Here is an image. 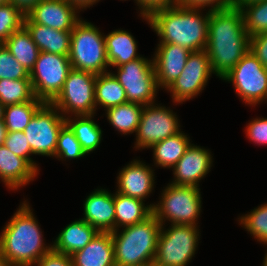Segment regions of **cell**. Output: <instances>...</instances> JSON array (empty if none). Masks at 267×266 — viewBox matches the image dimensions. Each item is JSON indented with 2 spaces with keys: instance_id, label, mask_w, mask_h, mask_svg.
I'll return each instance as SVG.
<instances>
[{
  "instance_id": "obj_11",
  "label": "cell",
  "mask_w": 267,
  "mask_h": 266,
  "mask_svg": "<svg viewBox=\"0 0 267 266\" xmlns=\"http://www.w3.org/2000/svg\"><path fill=\"white\" fill-rule=\"evenodd\" d=\"M71 69L68 56L40 51L30 71L35 97L44 103H51L61 92Z\"/></svg>"
},
{
  "instance_id": "obj_10",
  "label": "cell",
  "mask_w": 267,
  "mask_h": 266,
  "mask_svg": "<svg viewBox=\"0 0 267 266\" xmlns=\"http://www.w3.org/2000/svg\"><path fill=\"white\" fill-rule=\"evenodd\" d=\"M221 80L231 82L245 104L253 107L267 101V68L251 51Z\"/></svg>"
},
{
  "instance_id": "obj_19",
  "label": "cell",
  "mask_w": 267,
  "mask_h": 266,
  "mask_svg": "<svg viewBox=\"0 0 267 266\" xmlns=\"http://www.w3.org/2000/svg\"><path fill=\"white\" fill-rule=\"evenodd\" d=\"M84 217L81 218L99 232L115 231L114 193L97 188L87 196L83 204Z\"/></svg>"
},
{
  "instance_id": "obj_41",
  "label": "cell",
  "mask_w": 267,
  "mask_h": 266,
  "mask_svg": "<svg viewBox=\"0 0 267 266\" xmlns=\"http://www.w3.org/2000/svg\"><path fill=\"white\" fill-rule=\"evenodd\" d=\"M267 68V31L250 37V50Z\"/></svg>"
},
{
  "instance_id": "obj_46",
  "label": "cell",
  "mask_w": 267,
  "mask_h": 266,
  "mask_svg": "<svg viewBox=\"0 0 267 266\" xmlns=\"http://www.w3.org/2000/svg\"><path fill=\"white\" fill-rule=\"evenodd\" d=\"M7 134V128L3 120H0V146L4 145V141Z\"/></svg>"
},
{
  "instance_id": "obj_28",
  "label": "cell",
  "mask_w": 267,
  "mask_h": 266,
  "mask_svg": "<svg viewBox=\"0 0 267 266\" xmlns=\"http://www.w3.org/2000/svg\"><path fill=\"white\" fill-rule=\"evenodd\" d=\"M95 115L72 116L65 118L66 124L74 132L86 154L95 151L102 140V130L94 121Z\"/></svg>"
},
{
  "instance_id": "obj_42",
  "label": "cell",
  "mask_w": 267,
  "mask_h": 266,
  "mask_svg": "<svg viewBox=\"0 0 267 266\" xmlns=\"http://www.w3.org/2000/svg\"><path fill=\"white\" fill-rule=\"evenodd\" d=\"M33 266H73V262L71 256L51 250Z\"/></svg>"
},
{
  "instance_id": "obj_45",
  "label": "cell",
  "mask_w": 267,
  "mask_h": 266,
  "mask_svg": "<svg viewBox=\"0 0 267 266\" xmlns=\"http://www.w3.org/2000/svg\"><path fill=\"white\" fill-rule=\"evenodd\" d=\"M69 3H72L76 6L80 11H83L86 8H90L94 4L98 3L100 0H66Z\"/></svg>"
},
{
  "instance_id": "obj_12",
  "label": "cell",
  "mask_w": 267,
  "mask_h": 266,
  "mask_svg": "<svg viewBox=\"0 0 267 266\" xmlns=\"http://www.w3.org/2000/svg\"><path fill=\"white\" fill-rule=\"evenodd\" d=\"M66 124L65 117L51 103H44L24 129L34 155L55 156L58 134Z\"/></svg>"
},
{
  "instance_id": "obj_27",
  "label": "cell",
  "mask_w": 267,
  "mask_h": 266,
  "mask_svg": "<svg viewBox=\"0 0 267 266\" xmlns=\"http://www.w3.org/2000/svg\"><path fill=\"white\" fill-rule=\"evenodd\" d=\"M3 44L28 72L34 68L40 50L24 26L13 32Z\"/></svg>"
},
{
  "instance_id": "obj_22",
  "label": "cell",
  "mask_w": 267,
  "mask_h": 266,
  "mask_svg": "<svg viewBox=\"0 0 267 266\" xmlns=\"http://www.w3.org/2000/svg\"><path fill=\"white\" fill-rule=\"evenodd\" d=\"M98 233L96 228L80 218L63 228L51 243L52 250L71 256L76 251L83 249Z\"/></svg>"
},
{
  "instance_id": "obj_14",
  "label": "cell",
  "mask_w": 267,
  "mask_h": 266,
  "mask_svg": "<svg viewBox=\"0 0 267 266\" xmlns=\"http://www.w3.org/2000/svg\"><path fill=\"white\" fill-rule=\"evenodd\" d=\"M212 74L206 50L191 52L180 76L164 90L172 94L173 103L182 104L198 96Z\"/></svg>"
},
{
  "instance_id": "obj_47",
  "label": "cell",
  "mask_w": 267,
  "mask_h": 266,
  "mask_svg": "<svg viewBox=\"0 0 267 266\" xmlns=\"http://www.w3.org/2000/svg\"><path fill=\"white\" fill-rule=\"evenodd\" d=\"M257 1H261V0H234V7L241 9L243 6L249 3L257 2Z\"/></svg>"
},
{
  "instance_id": "obj_3",
  "label": "cell",
  "mask_w": 267,
  "mask_h": 266,
  "mask_svg": "<svg viewBox=\"0 0 267 266\" xmlns=\"http://www.w3.org/2000/svg\"><path fill=\"white\" fill-rule=\"evenodd\" d=\"M30 203L22 202L0 234L1 255L11 266H33L52 250L46 245L42 230Z\"/></svg>"
},
{
  "instance_id": "obj_24",
  "label": "cell",
  "mask_w": 267,
  "mask_h": 266,
  "mask_svg": "<svg viewBox=\"0 0 267 266\" xmlns=\"http://www.w3.org/2000/svg\"><path fill=\"white\" fill-rule=\"evenodd\" d=\"M104 38L110 66L118 67L141 57L137 53V42L130 32L116 29L104 35Z\"/></svg>"
},
{
  "instance_id": "obj_50",
  "label": "cell",
  "mask_w": 267,
  "mask_h": 266,
  "mask_svg": "<svg viewBox=\"0 0 267 266\" xmlns=\"http://www.w3.org/2000/svg\"><path fill=\"white\" fill-rule=\"evenodd\" d=\"M262 266H267V252L265 253V256H264V259H263V265Z\"/></svg>"
},
{
  "instance_id": "obj_43",
  "label": "cell",
  "mask_w": 267,
  "mask_h": 266,
  "mask_svg": "<svg viewBox=\"0 0 267 266\" xmlns=\"http://www.w3.org/2000/svg\"><path fill=\"white\" fill-rule=\"evenodd\" d=\"M140 9V17H148L152 12L158 9L173 6L176 0H134Z\"/></svg>"
},
{
  "instance_id": "obj_2",
  "label": "cell",
  "mask_w": 267,
  "mask_h": 266,
  "mask_svg": "<svg viewBox=\"0 0 267 266\" xmlns=\"http://www.w3.org/2000/svg\"><path fill=\"white\" fill-rule=\"evenodd\" d=\"M202 9L173 5L142 18L159 36V43L177 44L196 52L205 50L208 39L210 9L204 15Z\"/></svg>"
},
{
  "instance_id": "obj_1",
  "label": "cell",
  "mask_w": 267,
  "mask_h": 266,
  "mask_svg": "<svg viewBox=\"0 0 267 266\" xmlns=\"http://www.w3.org/2000/svg\"><path fill=\"white\" fill-rule=\"evenodd\" d=\"M205 50L212 72L220 79L243 58L250 50V36L241 9H210Z\"/></svg>"
},
{
  "instance_id": "obj_38",
  "label": "cell",
  "mask_w": 267,
  "mask_h": 266,
  "mask_svg": "<svg viewBox=\"0 0 267 266\" xmlns=\"http://www.w3.org/2000/svg\"><path fill=\"white\" fill-rule=\"evenodd\" d=\"M4 145L15 155L24 158L39 173L38 164L30 157L33 153L23 131L7 132Z\"/></svg>"
},
{
  "instance_id": "obj_16",
  "label": "cell",
  "mask_w": 267,
  "mask_h": 266,
  "mask_svg": "<svg viewBox=\"0 0 267 266\" xmlns=\"http://www.w3.org/2000/svg\"><path fill=\"white\" fill-rule=\"evenodd\" d=\"M212 157L209 149L191 143L172 168L174 178L170 183L178 186L199 187L200 180L211 171Z\"/></svg>"
},
{
  "instance_id": "obj_35",
  "label": "cell",
  "mask_w": 267,
  "mask_h": 266,
  "mask_svg": "<svg viewBox=\"0 0 267 266\" xmlns=\"http://www.w3.org/2000/svg\"><path fill=\"white\" fill-rule=\"evenodd\" d=\"M86 152L75 137L74 132L65 124L58 134L55 156L58 160L79 159L84 157Z\"/></svg>"
},
{
  "instance_id": "obj_49",
  "label": "cell",
  "mask_w": 267,
  "mask_h": 266,
  "mask_svg": "<svg viewBox=\"0 0 267 266\" xmlns=\"http://www.w3.org/2000/svg\"><path fill=\"white\" fill-rule=\"evenodd\" d=\"M4 105L0 103V120H3V115H4Z\"/></svg>"
},
{
  "instance_id": "obj_8",
  "label": "cell",
  "mask_w": 267,
  "mask_h": 266,
  "mask_svg": "<svg viewBox=\"0 0 267 266\" xmlns=\"http://www.w3.org/2000/svg\"><path fill=\"white\" fill-rule=\"evenodd\" d=\"M93 73L71 69L61 92L51 102L65 117L95 115V81Z\"/></svg>"
},
{
  "instance_id": "obj_44",
  "label": "cell",
  "mask_w": 267,
  "mask_h": 266,
  "mask_svg": "<svg viewBox=\"0 0 267 266\" xmlns=\"http://www.w3.org/2000/svg\"><path fill=\"white\" fill-rule=\"evenodd\" d=\"M40 1L41 0H9L10 3L19 8L25 15Z\"/></svg>"
},
{
  "instance_id": "obj_17",
  "label": "cell",
  "mask_w": 267,
  "mask_h": 266,
  "mask_svg": "<svg viewBox=\"0 0 267 266\" xmlns=\"http://www.w3.org/2000/svg\"><path fill=\"white\" fill-rule=\"evenodd\" d=\"M155 50L152 59L157 84L166 89L182 73L191 51L172 43H159Z\"/></svg>"
},
{
  "instance_id": "obj_31",
  "label": "cell",
  "mask_w": 267,
  "mask_h": 266,
  "mask_svg": "<svg viewBox=\"0 0 267 266\" xmlns=\"http://www.w3.org/2000/svg\"><path fill=\"white\" fill-rule=\"evenodd\" d=\"M43 104L42 100L35 97L31 101L5 106L3 121L7 132L24 131L30 119Z\"/></svg>"
},
{
  "instance_id": "obj_21",
  "label": "cell",
  "mask_w": 267,
  "mask_h": 266,
  "mask_svg": "<svg viewBox=\"0 0 267 266\" xmlns=\"http://www.w3.org/2000/svg\"><path fill=\"white\" fill-rule=\"evenodd\" d=\"M73 266H116L111 232H99L83 249L71 255Z\"/></svg>"
},
{
  "instance_id": "obj_20",
  "label": "cell",
  "mask_w": 267,
  "mask_h": 266,
  "mask_svg": "<svg viewBox=\"0 0 267 266\" xmlns=\"http://www.w3.org/2000/svg\"><path fill=\"white\" fill-rule=\"evenodd\" d=\"M39 173L24 159L5 146H0V176L2 182L9 190H17L26 186Z\"/></svg>"
},
{
  "instance_id": "obj_39",
  "label": "cell",
  "mask_w": 267,
  "mask_h": 266,
  "mask_svg": "<svg viewBox=\"0 0 267 266\" xmlns=\"http://www.w3.org/2000/svg\"><path fill=\"white\" fill-rule=\"evenodd\" d=\"M246 136L250 141L257 145L267 144V117L266 118H255L251 120L247 126Z\"/></svg>"
},
{
  "instance_id": "obj_6",
  "label": "cell",
  "mask_w": 267,
  "mask_h": 266,
  "mask_svg": "<svg viewBox=\"0 0 267 266\" xmlns=\"http://www.w3.org/2000/svg\"><path fill=\"white\" fill-rule=\"evenodd\" d=\"M201 199L199 187L169 183L162 190L160 201L150 205L153 208V215L161 225H165L167 220L171 224L197 226L202 211Z\"/></svg>"
},
{
  "instance_id": "obj_52",
  "label": "cell",
  "mask_w": 267,
  "mask_h": 266,
  "mask_svg": "<svg viewBox=\"0 0 267 266\" xmlns=\"http://www.w3.org/2000/svg\"><path fill=\"white\" fill-rule=\"evenodd\" d=\"M146 266H157V265L152 263V264H147Z\"/></svg>"
},
{
  "instance_id": "obj_37",
  "label": "cell",
  "mask_w": 267,
  "mask_h": 266,
  "mask_svg": "<svg viewBox=\"0 0 267 266\" xmlns=\"http://www.w3.org/2000/svg\"><path fill=\"white\" fill-rule=\"evenodd\" d=\"M0 79H30V72L13 57L3 43H0Z\"/></svg>"
},
{
  "instance_id": "obj_13",
  "label": "cell",
  "mask_w": 267,
  "mask_h": 266,
  "mask_svg": "<svg viewBox=\"0 0 267 266\" xmlns=\"http://www.w3.org/2000/svg\"><path fill=\"white\" fill-rule=\"evenodd\" d=\"M161 104L145 105L136 131L135 149H149L152 145L181 131L173 110Z\"/></svg>"
},
{
  "instance_id": "obj_5",
  "label": "cell",
  "mask_w": 267,
  "mask_h": 266,
  "mask_svg": "<svg viewBox=\"0 0 267 266\" xmlns=\"http://www.w3.org/2000/svg\"><path fill=\"white\" fill-rule=\"evenodd\" d=\"M69 60L71 67L76 70L99 75L107 70V60L104 33L97 26L82 18L71 31Z\"/></svg>"
},
{
  "instance_id": "obj_40",
  "label": "cell",
  "mask_w": 267,
  "mask_h": 266,
  "mask_svg": "<svg viewBox=\"0 0 267 266\" xmlns=\"http://www.w3.org/2000/svg\"><path fill=\"white\" fill-rule=\"evenodd\" d=\"M175 5L194 8L211 7V10L229 9L234 7V0H176Z\"/></svg>"
},
{
  "instance_id": "obj_33",
  "label": "cell",
  "mask_w": 267,
  "mask_h": 266,
  "mask_svg": "<svg viewBox=\"0 0 267 266\" xmlns=\"http://www.w3.org/2000/svg\"><path fill=\"white\" fill-rule=\"evenodd\" d=\"M241 10L245 30L250 37L267 31V0L249 3Z\"/></svg>"
},
{
  "instance_id": "obj_25",
  "label": "cell",
  "mask_w": 267,
  "mask_h": 266,
  "mask_svg": "<svg viewBox=\"0 0 267 266\" xmlns=\"http://www.w3.org/2000/svg\"><path fill=\"white\" fill-rule=\"evenodd\" d=\"M115 230L145 221L153 214L151 205H145L143 200L114 193Z\"/></svg>"
},
{
  "instance_id": "obj_18",
  "label": "cell",
  "mask_w": 267,
  "mask_h": 266,
  "mask_svg": "<svg viewBox=\"0 0 267 266\" xmlns=\"http://www.w3.org/2000/svg\"><path fill=\"white\" fill-rule=\"evenodd\" d=\"M154 171L145 162L134 159L119 171L116 192L145 202L144 199L149 197L154 190Z\"/></svg>"
},
{
  "instance_id": "obj_48",
  "label": "cell",
  "mask_w": 267,
  "mask_h": 266,
  "mask_svg": "<svg viewBox=\"0 0 267 266\" xmlns=\"http://www.w3.org/2000/svg\"><path fill=\"white\" fill-rule=\"evenodd\" d=\"M0 266H11L9 262L1 255V251H0Z\"/></svg>"
},
{
  "instance_id": "obj_34",
  "label": "cell",
  "mask_w": 267,
  "mask_h": 266,
  "mask_svg": "<svg viewBox=\"0 0 267 266\" xmlns=\"http://www.w3.org/2000/svg\"><path fill=\"white\" fill-rule=\"evenodd\" d=\"M238 221L255 240L267 245V203L239 217Z\"/></svg>"
},
{
  "instance_id": "obj_9",
  "label": "cell",
  "mask_w": 267,
  "mask_h": 266,
  "mask_svg": "<svg viewBox=\"0 0 267 266\" xmlns=\"http://www.w3.org/2000/svg\"><path fill=\"white\" fill-rule=\"evenodd\" d=\"M113 75L125 90L127 102L143 106L155 103L159 87L155 76L153 59L141 56L116 67Z\"/></svg>"
},
{
  "instance_id": "obj_29",
  "label": "cell",
  "mask_w": 267,
  "mask_h": 266,
  "mask_svg": "<svg viewBox=\"0 0 267 266\" xmlns=\"http://www.w3.org/2000/svg\"><path fill=\"white\" fill-rule=\"evenodd\" d=\"M126 102L125 90L113 75V72L108 71L96 76L95 104L97 110L99 106H103L106 110Z\"/></svg>"
},
{
  "instance_id": "obj_36",
  "label": "cell",
  "mask_w": 267,
  "mask_h": 266,
  "mask_svg": "<svg viewBox=\"0 0 267 266\" xmlns=\"http://www.w3.org/2000/svg\"><path fill=\"white\" fill-rule=\"evenodd\" d=\"M25 14L12 3L0 5V43L24 26Z\"/></svg>"
},
{
  "instance_id": "obj_30",
  "label": "cell",
  "mask_w": 267,
  "mask_h": 266,
  "mask_svg": "<svg viewBox=\"0 0 267 266\" xmlns=\"http://www.w3.org/2000/svg\"><path fill=\"white\" fill-rule=\"evenodd\" d=\"M144 106L126 102L105 110L109 123L121 134L127 135L137 131Z\"/></svg>"
},
{
  "instance_id": "obj_7",
  "label": "cell",
  "mask_w": 267,
  "mask_h": 266,
  "mask_svg": "<svg viewBox=\"0 0 267 266\" xmlns=\"http://www.w3.org/2000/svg\"><path fill=\"white\" fill-rule=\"evenodd\" d=\"M161 225L154 264L157 266H187L197 250L200 240L199 226Z\"/></svg>"
},
{
  "instance_id": "obj_32",
  "label": "cell",
  "mask_w": 267,
  "mask_h": 266,
  "mask_svg": "<svg viewBox=\"0 0 267 266\" xmlns=\"http://www.w3.org/2000/svg\"><path fill=\"white\" fill-rule=\"evenodd\" d=\"M34 98L30 79H0V103L4 106L24 103Z\"/></svg>"
},
{
  "instance_id": "obj_26",
  "label": "cell",
  "mask_w": 267,
  "mask_h": 266,
  "mask_svg": "<svg viewBox=\"0 0 267 266\" xmlns=\"http://www.w3.org/2000/svg\"><path fill=\"white\" fill-rule=\"evenodd\" d=\"M190 137L183 131L152 145L153 161L157 167L172 169L190 146Z\"/></svg>"
},
{
  "instance_id": "obj_51",
  "label": "cell",
  "mask_w": 267,
  "mask_h": 266,
  "mask_svg": "<svg viewBox=\"0 0 267 266\" xmlns=\"http://www.w3.org/2000/svg\"><path fill=\"white\" fill-rule=\"evenodd\" d=\"M8 2H9V0H0V5L8 3Z\"/></svg>"
},
{
  "instance_id": "obj_15",
  "label": "cell",
  "mask_w": 267,
  "mask_h": 266,
  "mask_svg": "<svg viewBox=\"0 0 267 266\" xmlns=\"http://www.w3.org/2000/svg\"><path fill=\"white\" fill-rule=\"evenodd\" d=\"M80 10L66 0H41L26 15L24 23H36L61 31H72L81 19Z\"/></svg>"
},
{
  "instance_id": "obj_4",
  "label": "cell",
  "mask_w": 267,
  "mask_h": 266,
  "mask_svg": "<svg viewBox=\"0 0 267 266\" xmlns=\"http://www.w3.org/2000/svg\"><path fill=\"white\" fill-rule=\"evenodd\" d=\"M161 223L152 214L145 221L111 232L116 266L154 262ZM120 231V232H119Z\"/></svg>"
},
{
  "instance_id": "obj_23",
  "label": "cell",
  "mask_w": 267,
  "mask_h": 266,
  "mask_svg": "<svg viewBox=\"0 0 267 266\" xmlns=\"http://www.w3.org/2000/svg\"><path fill=\"white\" fill-rule=\"evenodd\" d=\"M33 42L40 51L68 56L70 51L71 31L56 30L36 23H24Z\"/></svg>"
}]
</instances>
